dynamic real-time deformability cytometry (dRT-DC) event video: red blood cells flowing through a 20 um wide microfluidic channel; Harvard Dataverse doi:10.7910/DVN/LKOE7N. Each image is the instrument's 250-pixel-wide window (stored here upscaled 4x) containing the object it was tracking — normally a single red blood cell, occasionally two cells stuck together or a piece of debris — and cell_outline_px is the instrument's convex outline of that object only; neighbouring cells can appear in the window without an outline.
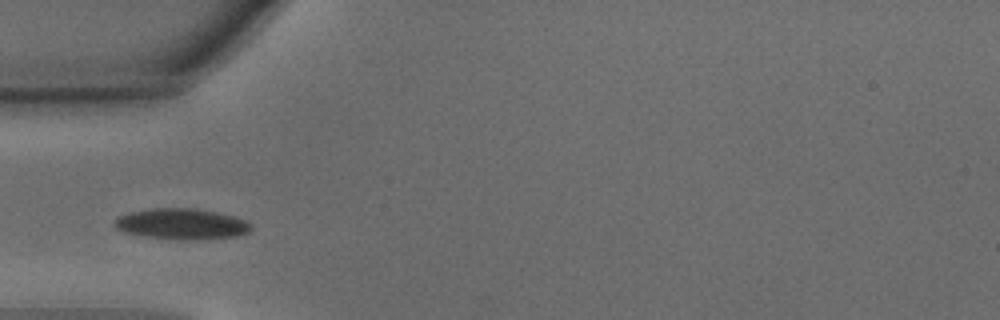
{"species": "common noctule bat (a hibernating species)", "species_latin": "Nyctalus noctula", "temperature_condition": "warm", "stored_images_in_passage": 18, "camera_frame_rate_fps": 3000, "um_per_image_px": 0.085, "animal": {"sex": "male", "body_mass_g": 15.6}, "frame": {"image": 1, "passage_image": 1, "time_ms": 0.0, "image_size_px": [1000, 320], "cell_outline_px": [[252, 228], [248, 232], [236, 236], [196, 240], [176, 240], [140, 236], [124, 232], [116, 228], [112, 224], [112, 220], [120, 216], [132, 212], [152, 208], [196, 208], [220, 212], [248, 220], [252, 224]], "centroid_in_image_um": [15.45, 19.04], "position_along_channel_um": 69.6, "area_um2": 25.03}}